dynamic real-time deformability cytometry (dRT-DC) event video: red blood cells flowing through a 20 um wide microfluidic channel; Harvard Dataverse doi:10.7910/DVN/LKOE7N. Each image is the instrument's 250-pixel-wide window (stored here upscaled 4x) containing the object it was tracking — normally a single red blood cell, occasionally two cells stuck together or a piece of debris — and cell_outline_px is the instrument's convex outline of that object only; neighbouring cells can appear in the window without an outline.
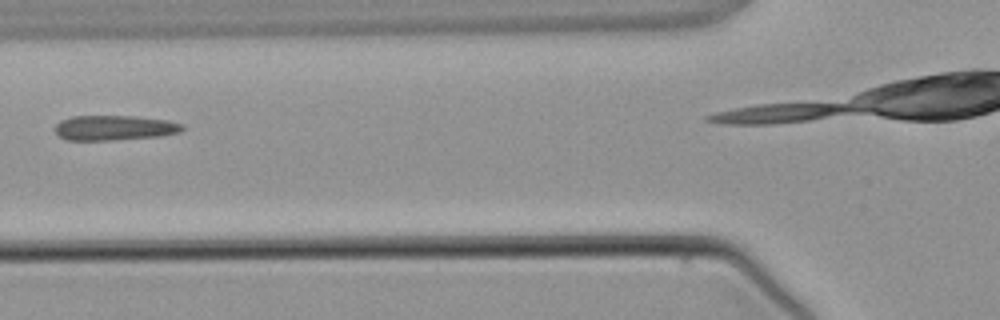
{"species": "common noctule bat (a hibernating species)", "species_latin": "Nyctalus noctula", "temperature_condition": "warm", "stored_images_in_passage": 4, "camera_frame_rate_fps": 3000, "um_per_image_px": 0.085, "animal": {"sex": "male", "body_mass_g": 21.5, "forearm_length_mm": 52.0}, "frame": {"image": 1, "passage_image": 2, "time_ms": 1.0, "image_size_px": [1000, 320], "cell_outline_px": [[184, 128], [180, 132], [160, 136], [116, 140], [68, 140], [60, 136], [56, 132], [56, 124], [60, 120], [72, 116], [136, 116], [168, 120], [184, 124]], "centroid_in_image_um": [9.76, 10.86], "position_along_channel_um": 116.0, "area_um2": 18.61}}